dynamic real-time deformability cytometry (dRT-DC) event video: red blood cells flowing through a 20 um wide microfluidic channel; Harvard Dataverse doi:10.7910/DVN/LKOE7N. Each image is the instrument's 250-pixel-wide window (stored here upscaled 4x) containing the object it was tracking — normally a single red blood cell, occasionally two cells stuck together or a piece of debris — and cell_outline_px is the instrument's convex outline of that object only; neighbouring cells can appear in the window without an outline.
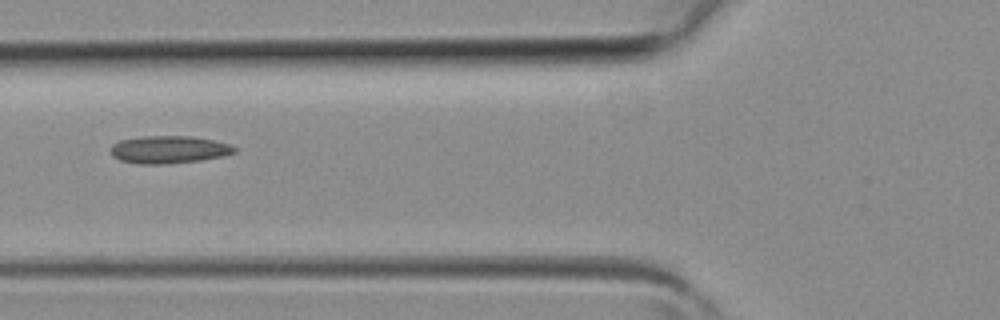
{"species": "common noctule bat (a hibernating species)", "species_latin": "Nyctalus noctula", "temperature_condition": "room temperature", "stored_images_in_passage": 5, "camera_frame_rate_fps": 3000, "um_per_image_px": 0.085, "animal": {"sex": "female", "body_mass_g": 19.3, "forearm_length_mm": 54.1}, "frame": {"image": 1, "passage_image": 5, "time_ms": 1.333, "image_size_px": [1000, 320], "cell_outline_px": [[236, 152], [224, 156], [200, 160], [164, 164], [140, 164], [120, 160], [112, 156], [108, 148], [112, 144], [120, 140], [144, 136], [192, 136], [212, 140], [228, 144], [236, 148]], "centroid_in_image_um": [14.31, 12.71], "position_along_channel_um": 111.5, "area_um2": 19.94}}